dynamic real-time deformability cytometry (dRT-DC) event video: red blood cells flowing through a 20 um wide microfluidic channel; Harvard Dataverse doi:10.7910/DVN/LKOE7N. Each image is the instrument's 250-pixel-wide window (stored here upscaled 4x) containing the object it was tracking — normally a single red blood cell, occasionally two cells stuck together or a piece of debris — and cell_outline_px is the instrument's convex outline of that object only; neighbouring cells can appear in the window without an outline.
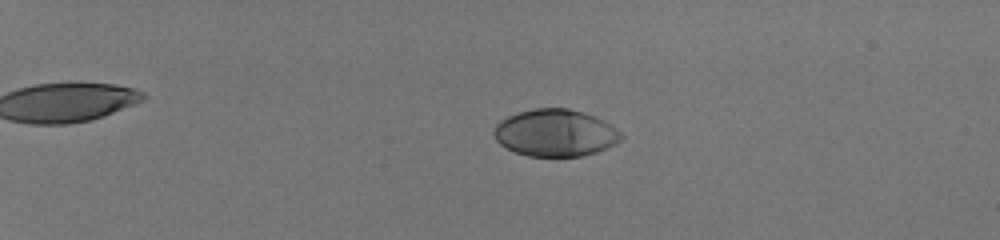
{"species": "human", "species_latin": "Homo sapiens", "temperature_condition": "room temperature", "stored_images_in_passage": 57, "camera_frame_rate_fps": 3000, "um_per_image_px": 0.085, "donor": {"sex": "male"}, "frame": {"image": 1, "passage_image": 16, "time_ms": 5.0, "image_size_px": [1000, 240], "cell_outline_px": [[624, 136], [616, 144], [608, 148], [596, 152], [580, 156], [528, 156], [516, 152], [500, 144], [496, 140], [492, 132], [496, 124], [500, 120], [516, 112], [532, 108], [568, 108], [596, 116], [612, 124]], "centroid_in_image_um": [47.21, 11.28], "position_along_channel_um": 37.8, "area_um2": 35.2}}
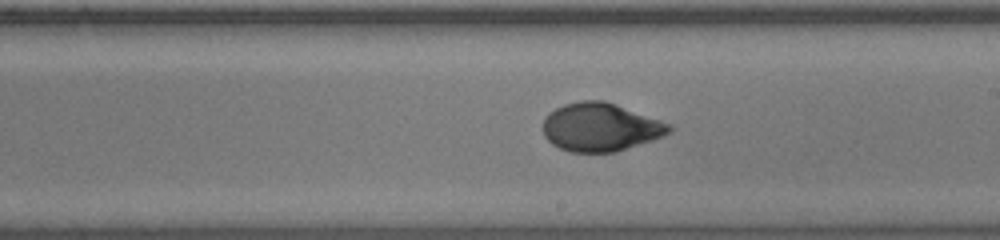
{"frame": {"image": 2, "passage_image": 39, "time_ms": 12.667, "image_size_px": [1000, 240], "cell_outline_px": [[676, 128], [672, 132], [664, 136], [616, 152], [572, 152], [560, 148], [552, 144], [544, 136], [544, 116], [548, 112], [564, 104], [580, 100], [604, 100], [616, 104], [672, 124]], "centroid_in_image_um": [51.07, 10.8], "position_along_channel_um": 237.9, "area_um2": 35.78}}
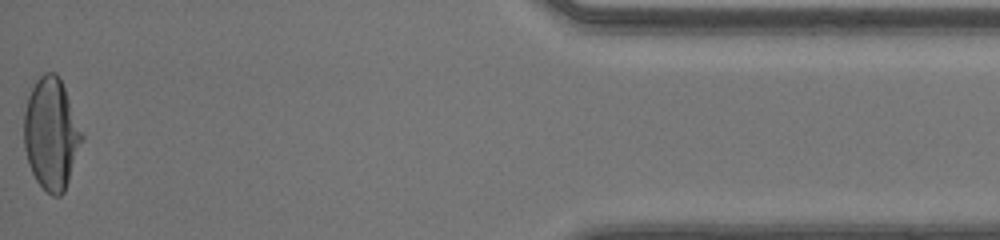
{"frame": {"image": 3, "passage_image": 57, "time_ms": 18.667, "image_size_px": [1000, 240], "cell_outline_px": [[84, 136], [64, 192], [60, 196], [52, 196], [36, 180], [28, 164], [24, 148], [24, 112], [28, 96], [36, 80], [44, 72], [56, 72], [64, 88], [84, 132]], "centroid_in_image_um": [4.35, 11.37], "position_along_channel_um": 430.8, "area_um2": 37.57}, "authors_computed_cell_mechanics": {"area_um2": 36.125, "velocity_mm_per_s": 4.1229, "shape_relaxation_time_tau1_ms": 4.7351, "shape_relaxation_time_tau2_ms": null, "deformation_change_tau1": 0.2198, "deformation_change_tau2": null}}